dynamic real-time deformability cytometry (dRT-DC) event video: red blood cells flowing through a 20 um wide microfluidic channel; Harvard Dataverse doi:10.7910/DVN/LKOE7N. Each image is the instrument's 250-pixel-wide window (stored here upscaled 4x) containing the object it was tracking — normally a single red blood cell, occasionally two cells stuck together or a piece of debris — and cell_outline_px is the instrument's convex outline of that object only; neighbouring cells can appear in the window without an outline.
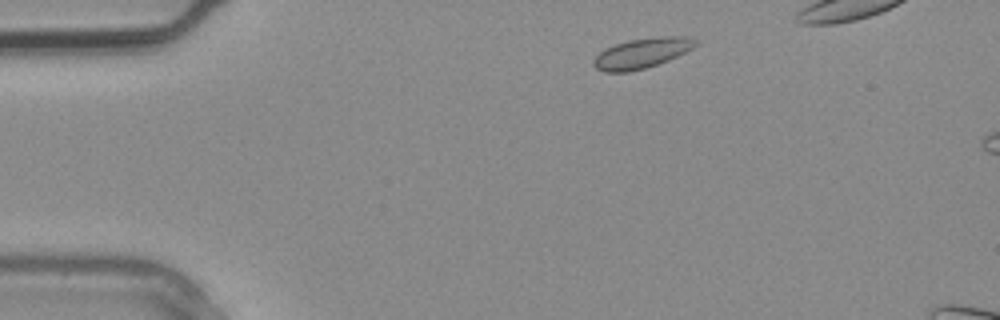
{"species": "common noctule bat (a hibernating species)", "species_latin": "Nyctalus noctula", "temperature_condition": "warm", "stored_images_in_passage": 3, "camera_frame_rate_fps": 3000, "um_per_image_px": 0.085, "animal": {"sex": "male", "body_mass_g": 20.4}, "frame": {"image": 1, "passage_image": 1, "time_ms": 0.0, "image_size_px": [1000, 320], "cell_outline_px": [[700, 44], [668, 60], [644, 68], [628, 72], [604, 72], [596, 68], [592, 64], [592, 60], [600, 52], [616, 44], [628, 40], [656, 36], [688, 36], [700, 40]], "centroid_in_image_um": [54.6, 4.5], "position_along_channel_um": 30.4, "area_um2": 17.92}}